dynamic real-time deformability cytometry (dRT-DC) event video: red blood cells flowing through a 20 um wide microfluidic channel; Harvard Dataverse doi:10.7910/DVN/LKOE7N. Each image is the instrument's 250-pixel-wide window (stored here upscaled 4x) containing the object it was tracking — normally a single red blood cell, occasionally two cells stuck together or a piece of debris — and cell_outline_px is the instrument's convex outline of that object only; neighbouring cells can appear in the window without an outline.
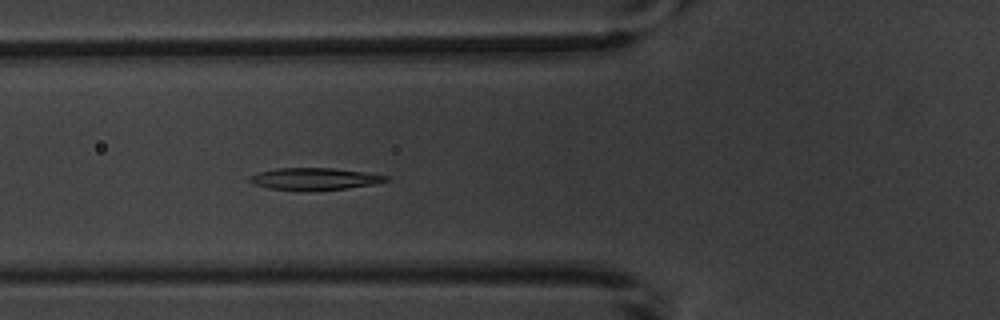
{"species": "common noctule bat (a hibernating species)", "species_latin": "Nyctalus noctula", "temperature_condition": "warm", "stored_images_in_passage": 6, "camera_frame_rate_fps": 3000, "um_per_image_px": 0.085, "animal": {"sex": "male", "body_mass_g": 20.1, "forearm_length_mm": 53.5}, "frame": {"image": 1, "passage_image": 6, "time_ms": 6.667, "image_size_px": [1000, 320], "cell_outline_px": [[388, 180], [376, 184], [348, 188], [300, 192], [268, 188], [252, 184], [248, 180], [248, 176], [260, 172], [276, 168], [332, 168], [364, 172], [388, 176]], "centroid_in_image_um": [26.67, 15.22], "position_along_channel_um": 99.1, "area_um2": 17.8}}